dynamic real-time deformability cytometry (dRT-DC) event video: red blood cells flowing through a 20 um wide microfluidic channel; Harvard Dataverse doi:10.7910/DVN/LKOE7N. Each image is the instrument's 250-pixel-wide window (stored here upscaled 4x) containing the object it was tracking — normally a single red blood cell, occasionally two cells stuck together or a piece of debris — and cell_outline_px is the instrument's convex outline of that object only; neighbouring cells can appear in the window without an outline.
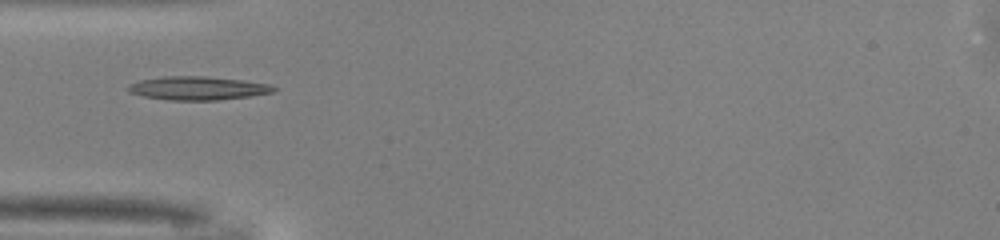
{"species": "common noctule bat (a hibernating species)", "species_latin": "Nyctalus noctula", "temperature_condition": "warm", "stored_images_in_passage": 24, "camera_frame_rate_fps": 3000, "um_per_image_px": 0.085, "animal": {"sex": "male", "body_mass_g": 13.0, "forearm_length_mm": 53.1}, "frame": {"image": 1, "passage_image": 1, "time_ms": 0.0, "image_size_px": [1000, 240], "cell_outline_px": [[276, 88], [272, 92], [252, 96], [216, 100], [172, 100], [144, 96], [128, 92], [128, 84], [140, 80], [164, 76], [204, 76], [244, 80], [268, 84]], "centroid_in_image_um": [16.79, 7.49], "position_along_channel_um": 68.2, "area_um2": 19.83}}
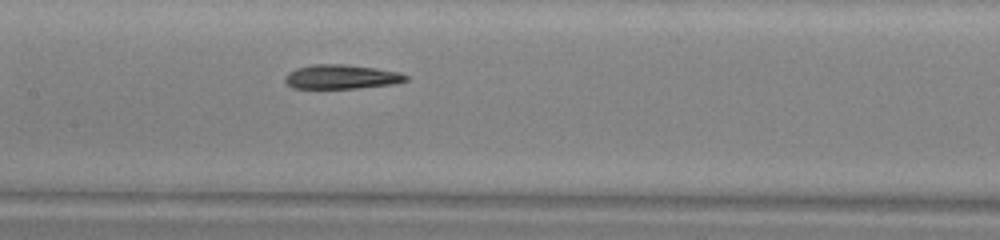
{"frame": {"image": 2, "passage_image": 9, "time_ms": 2.667, "image_size_px": [1000, 240], "cell_outline_px": [[408, 80], [392, 84], [356, 88], [292, 88], [284, 80], [284, 76], [288, 72], [296, 68], [312, 64], [348, 64], [376, 68], [400, 72], [408, 76]], "centroid_in_image_um": [29.0, 6.52], "position_along_channel_um": 178.4, "area_um2": 17.17}}
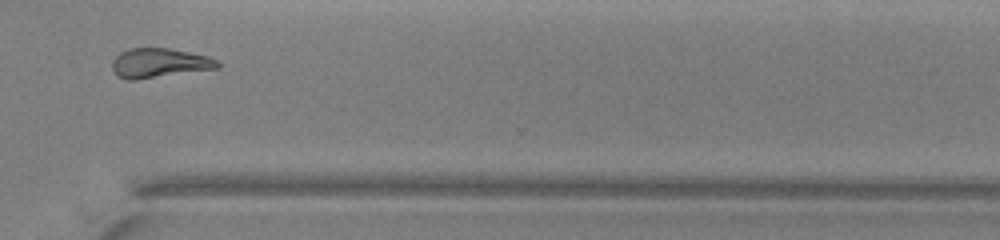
{"frame": {"image": 3, "passage_image": 22, "time_ms": 7.0, "image_size_px": [1000, 240], "cell_outline_px": [[220, 68], [136, 80], [128, 80], [120, 76], [112, 68], [112, 60], [120, 52], [128, 48], [168, 48], [208, 56], [216, 60], [220, 64]], "centroid_in_image_um": [13.55, 5.35], "position_along_channel_um": 357.0, "area_um2": 18.03}, "authors_computed_cell_mechanics": {"area_um2": 17.4267, "velocity_mm_per_s": 4.1186, "shape_relaxation_time_tau1_ms": 7.0048, "shape_relaxation_time_tau2_ms": 5.0022, "deformation_change_tau1": 0.2431, "deformation_change_tau2": 0.1585}}